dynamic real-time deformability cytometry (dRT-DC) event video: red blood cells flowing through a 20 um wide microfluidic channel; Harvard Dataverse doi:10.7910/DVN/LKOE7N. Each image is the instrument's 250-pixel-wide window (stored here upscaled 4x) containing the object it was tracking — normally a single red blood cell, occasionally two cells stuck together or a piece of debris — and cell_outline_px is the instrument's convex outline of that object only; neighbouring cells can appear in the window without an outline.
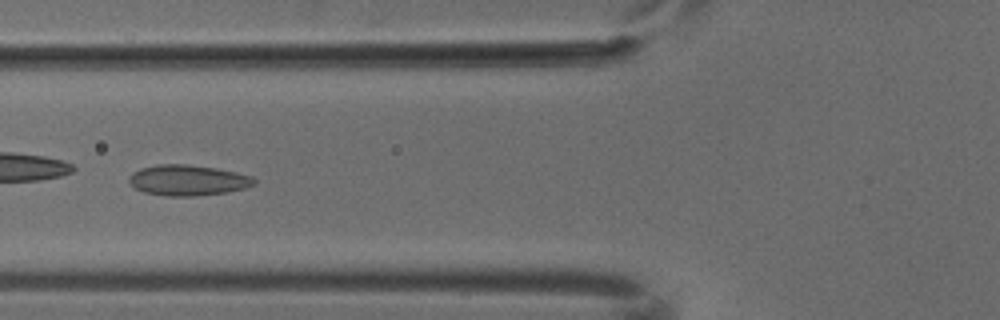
{"species": "common noctule bat (a hibernating species)", "species_latin": "Nyctalus noctula", "temperature_condition": "cold", "stored_images_in_passage": 7, "camera_frame_rate_fps": 3000, "um_per_image_px": 0.085, "animal": {"sex": "male", "body_mass_g": 18.8}, "frame": {"image": 1, "passage_image": 7, "time_ms": 2.0, "image_size_px": [1000, 320], "cell_outline_px": [[256, 184], [244, 188], [228, 192], [196, 196], [168, 196], [144, 192], [136, 188], [128, 180], [132, 172], [140, 168], [156, 164], [184, 164], [216, 168], [236, 172], [252, 176], [256, 180]], "centroid_in_image_um": [15.98, 15.31], "position_along_channel_um": 109.8, "area_um2": 22.37}}